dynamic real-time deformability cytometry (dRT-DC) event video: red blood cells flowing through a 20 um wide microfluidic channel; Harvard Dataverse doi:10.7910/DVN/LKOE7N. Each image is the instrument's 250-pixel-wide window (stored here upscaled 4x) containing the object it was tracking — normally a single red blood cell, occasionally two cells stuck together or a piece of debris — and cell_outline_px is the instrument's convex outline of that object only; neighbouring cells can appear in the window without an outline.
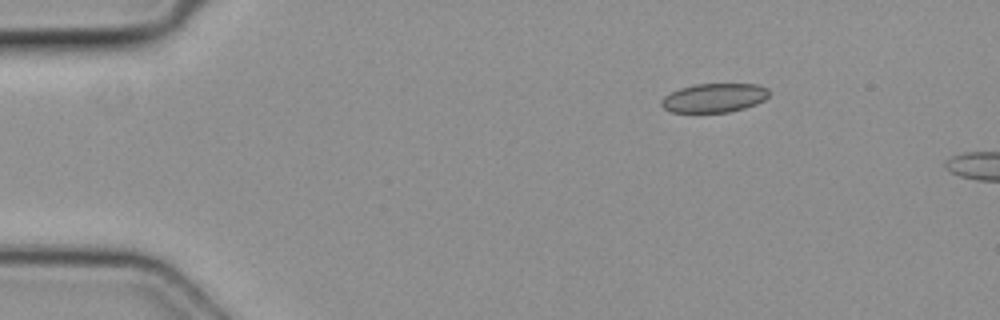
{"species": "common noctule bat (a hibernating species)", "species_latin": "Nyctalus noctula", "temperature_condition": "cold", "stored_images_in_passage": 2, "camera_frame_rate_fps": 3000, "um_per_image_px": 0.085, "animal": {"sex": "female", "body_mass_g": 19.3, "forearm_length_mm": 54.1}, "frame": {"image": 1, "passage_image": 1, "time_ms": 0.0, "image_size_px": [1000, 320], "cell_outline_px": [[768, 96], [764, 100], [756, 104], [744, 108], [728, 112], [672, 112], [664, 108], [660, 104], [660, 100], [664, 96], [680, 88], [696, 84], [756, 84], [768, 88]], "centroid_in_image_um": [60.69, 8.32], "position_along_channel_um": 24.3, "area_um2": 18.09}}